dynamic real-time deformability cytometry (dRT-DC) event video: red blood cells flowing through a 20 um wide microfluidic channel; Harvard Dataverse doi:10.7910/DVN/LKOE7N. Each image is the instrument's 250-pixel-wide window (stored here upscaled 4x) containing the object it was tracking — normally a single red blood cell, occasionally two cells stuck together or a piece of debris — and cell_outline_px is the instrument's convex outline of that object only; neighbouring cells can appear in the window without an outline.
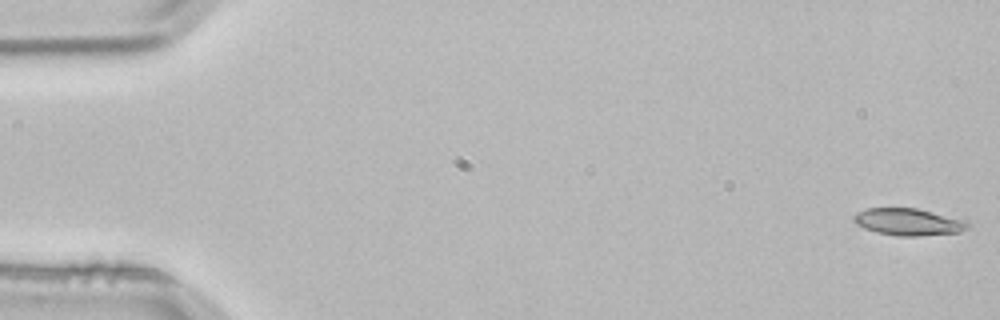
{"species": "common noctule bat (a hibernating species)", "species_latin": "Nyctalus noctula", "temperature_condition": "room temperature", "stored_images_in_passage": 4, "camera_frame_rate_fps": 3000, "um_per_image_px": 0.085, "animal": {"sex": "male", "body_mass_g": 21.5, "forearm_length_mm": 52.0}, "frame": {"image": 1, "passage_image": 1, "time_ms": 0.0, "image_size_px": [1000, 320], "cell_outline_px": [[972, 224], [968, 228], [960, 232], [920, 236], [900, 236], [876, 232], [864, 228], [856, 224], [852, 220], [852, 216], [856, 212], [868, 208], [916, 208], [968, 220]], "centroid_in_image_um": [77.24, 18.86], "position_along_channel_um": 7.8, "area_um2": 18.21}}
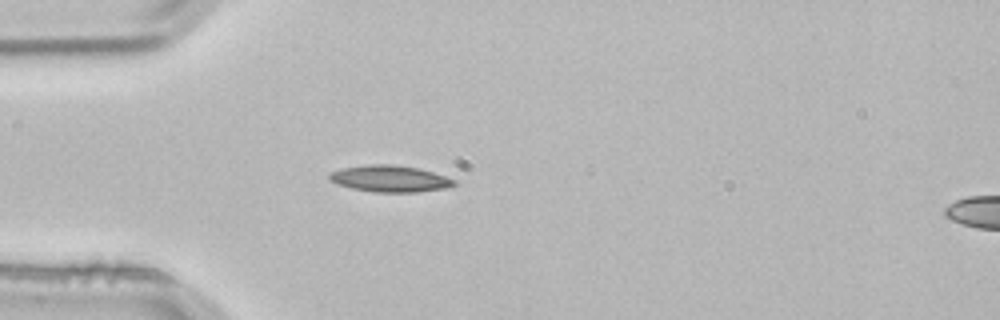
{"frame": {"image": 2, "passage_image": 4, "time_ms": 1.0, "image_size_px": [1000, 320], "cell_outline_px": [[456, 184], [444, 188], [416, 192], [372, 192], [352, 188], [336, 184], [328, 180], [328, 176], [332, 172], [344, 168], [368, 164], [392, 164], [416, 168], [432, 172], [456, 180]], "centroid_in_image_um": [33.1, 15.19], "position_along_channel_um": 51.9, "area_um2": 19.13}}